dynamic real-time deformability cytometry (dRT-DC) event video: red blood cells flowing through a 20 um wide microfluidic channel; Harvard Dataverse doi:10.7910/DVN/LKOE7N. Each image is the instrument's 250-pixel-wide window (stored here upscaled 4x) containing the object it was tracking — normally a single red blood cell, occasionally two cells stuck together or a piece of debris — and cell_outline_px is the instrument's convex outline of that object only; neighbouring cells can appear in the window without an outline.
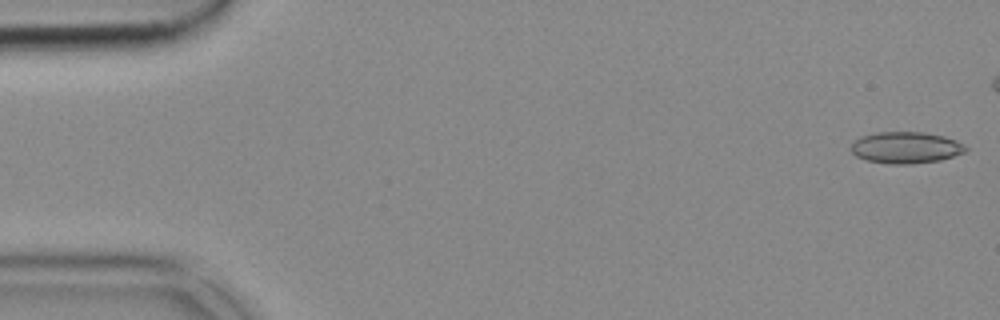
{"species": "common noctule bat (a hibernating species)", "species_latin": "Nyctalus noctula", "temperature_condition": "cold", "stored_images_in_passage": 46, "camera_frame_rate_fps": 3000, "um_per_image_px": 0.085, "animal": {"sex": "female", "body_mass_g": 18.4}, "frame": {"image": 1, "passage_image": 1, "time_ms": 0.0, "image_size_px": [1000, 320], "cell_outline_px": [[968, 148], [964, 152], [940, 160], [908, 164], [888, 164], [864, 160], [856, 156], [848, 148], [852, 140], [860, 136], [876, 132], [924, 132], [944, 136], [956, 140], [964, 144]], "centroid_in_image_um": [76.92, 12.54], "position_along_channel_um": 8.1, "area_um2": 21.39}}
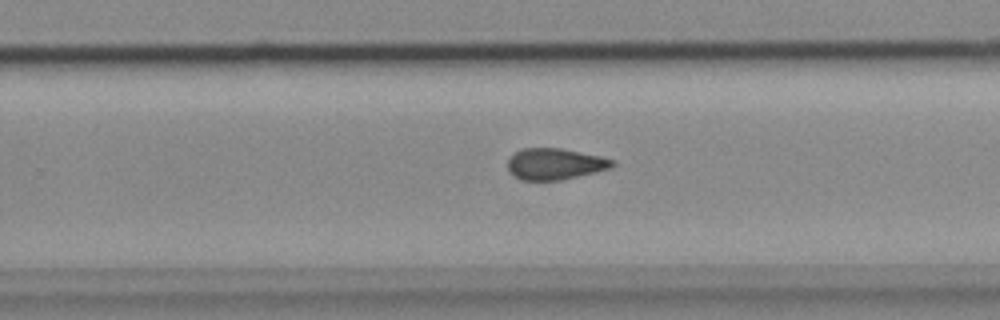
{"frame": {"image": 2, "passage_image": 33, "time_ms": 10.667, "image_size_px": [1000, 320], "cell_outline_px": [[616, 164], [612, 168], [564, 180], [520, 180], [508, 168], [508, 156], [512, 152], [520, 148], [560, 148], [600, 156], [616, 160]], "centroid_in_image_um": [47.18, 13.93], "position_along_channel_um": 282.6, "area_um2": 19.36}}
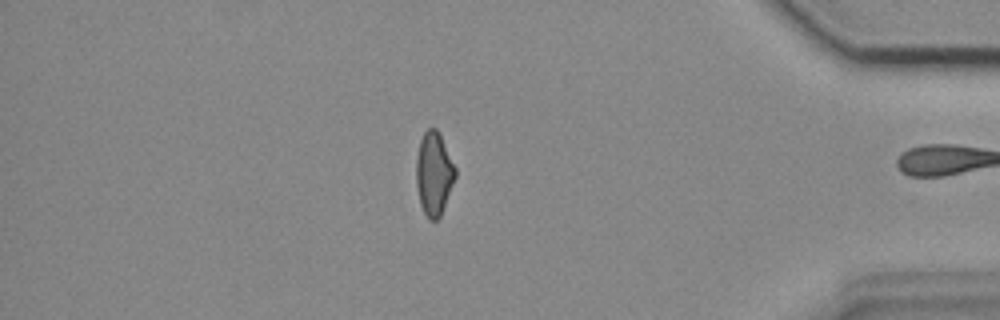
{"frame": {"image": 3, "passage_image": 45, "time_ms": 14.667, "image_size_px": [1000, 320], "cell_outline_px": [[456, 176], [440, 216], [436, 220], [428, 220], [420, 204], [416, 184], [416, 156], [420, 140], [424, 132], [428, 128], [436, 128], [456, 168]], "centroid_in_image_um": [36.86, 14.77], "position_along_channel_um": 398.3, "area_um2": 18.79}}